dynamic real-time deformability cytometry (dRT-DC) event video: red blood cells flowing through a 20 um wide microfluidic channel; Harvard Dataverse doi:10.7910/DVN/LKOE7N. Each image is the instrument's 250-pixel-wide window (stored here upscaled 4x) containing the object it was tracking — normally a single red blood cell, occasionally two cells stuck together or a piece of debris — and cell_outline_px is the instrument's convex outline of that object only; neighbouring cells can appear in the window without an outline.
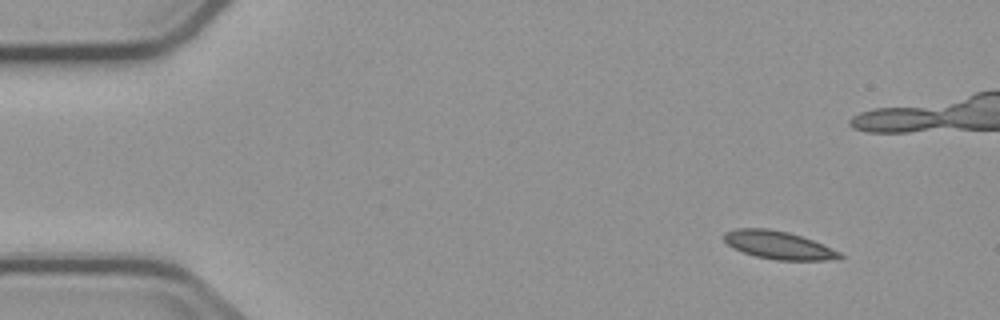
{"species": "common noctule bat (a hibernating species)", "species_latin": "Nyctalus noctula", "temperature_condition": "cold", "stored_images_in_passage": 4, "camera_frame_rate_fps": 3000, "um_per_image_px": 0.085, "animal": {"sex": "male", "body_mass_g": 23.1, "forearm_length_mm": 52.7}, "frame": {"image": 1, "passage_image": 1, "time_ms": 0.0, "image_size_px": [1000, 320], "cell_outline_px": [[844, 256], [824, 260], [776, 260], [756, 256], [744, 252], [728, 244], [720, 236], [724, 232], [736, 228], [768, 228], [788, 232], [812, 240], [840, 252]], "centroid_in_image_um": [66.11, 20.81], "position_along_channel_um": 18.9, "area_um2": 18.61}}